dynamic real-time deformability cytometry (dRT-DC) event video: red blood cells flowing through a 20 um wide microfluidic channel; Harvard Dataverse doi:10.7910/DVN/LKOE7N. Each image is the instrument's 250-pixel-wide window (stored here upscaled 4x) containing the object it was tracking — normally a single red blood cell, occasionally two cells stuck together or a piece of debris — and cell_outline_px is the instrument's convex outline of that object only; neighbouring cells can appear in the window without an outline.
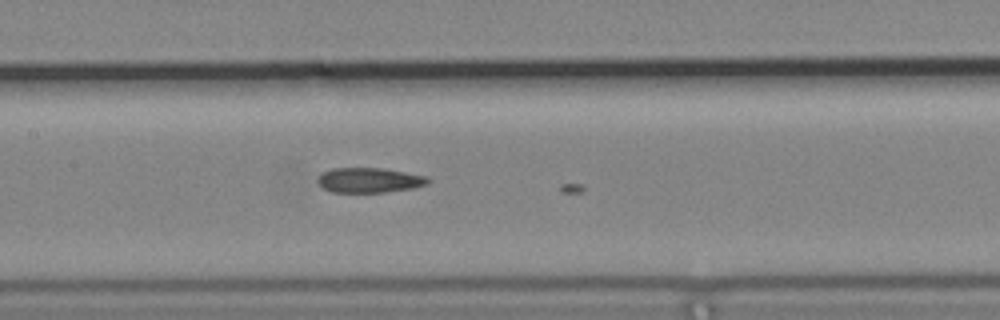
{"species": "common noctule bat (a hibernating species)", "species_latin": "Nyctalus noctula", "temperature_condition": "cold", "stored_images_in_passage": 15, "camera_frame_rate_fps": 3000, "um_per_image_px": 0.085, "animal": {"sex": "male", "body_mass_g": 19.2, "forearm_length_mm": 51.8}, "frame": {"image": 1, "passage_image": 14, "time_ms": 4.333, "image_size_px": [1000, 320], "cell_outline_px": [[432, 180], [428, 184], [412, 188], [384, 192], [332, 192], [324, 188], [316, 180], [320, 172], [332, 168], [384, 168], [428, 176]], "centroid_in_image_um": [31.4, 15.3], "position_along_channel_um": 176.0, "area_um2": 16.18}}